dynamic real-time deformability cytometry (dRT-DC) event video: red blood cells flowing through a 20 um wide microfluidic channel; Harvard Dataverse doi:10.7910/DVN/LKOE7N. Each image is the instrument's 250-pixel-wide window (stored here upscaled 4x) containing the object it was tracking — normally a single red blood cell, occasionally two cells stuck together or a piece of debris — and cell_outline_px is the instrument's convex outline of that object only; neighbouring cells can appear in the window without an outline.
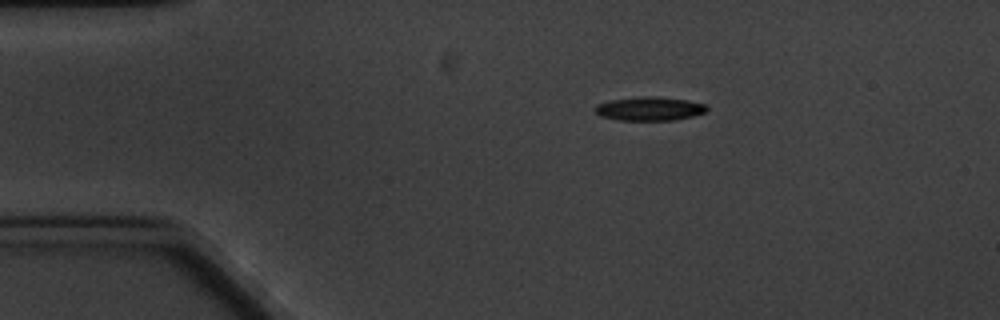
{"species": "common noctule bat (a hibernating species)", "species_latin": "Nyctalus noctula", "temperature_condition": "cold", "stored_images_in_passage": 4, "camera_frame_rate_fps": 3000, "um_per_image_px": 0.085, "animal": {"sex": "male", "body_mass_g": 20.1, "forearm_length_mm": 53.5}, "frame": {"image": 1, "passage_image": 1, "time_ms": 0.0, "image_size_px": [1000, 320], "cell_outline_px": [[708, 108], [704, 112], [692, 116], [676, 120], [620, 120], [600, 116], [592, 108], [596, 104], [608, 100], [640, 96], [656, 96], [688, 100], [704, 104]], "centroid_in_image_um": [55.15, 9.23], "position_along_channel_um": 29.8, "area_um2": 15.61}}
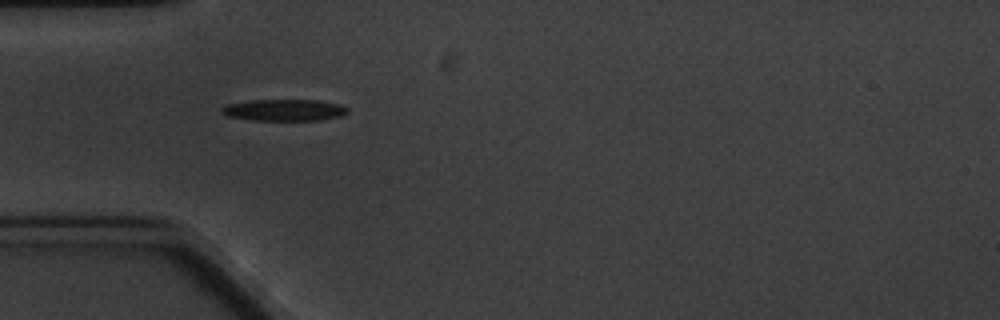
{"frame": {"image": 2, "passage_image": 3, "time_ms": 2.333, "image_size_px": [1000, 320], "cell_outline_px": [[348, 112], [340, 116], [320, 120], [256, 120], [228, 116], [220, 112], [220, 108], [228, 104], [248, 100], [316, 100], [340, 104], [348, 108]], "centroid_in_image_um": [24.15, 9.35], "position_along_channel_um": 60.8, "area_um2": 15.78}}